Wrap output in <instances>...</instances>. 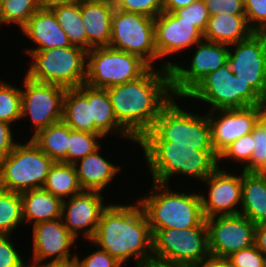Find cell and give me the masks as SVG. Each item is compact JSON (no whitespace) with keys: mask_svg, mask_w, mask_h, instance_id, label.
<instances>
[{"mask_svg":"<svg viewBox=\"0 0 266 267\" xmlns=\"http://www.w3.org/2000/svg\"><path fill=\"white\" fill-rule=\"evenodd\" d=\"M117 121L138 141L174 97L170 70L150 67L138 79L106 88Z\"/></svg>","mask_w":266,"mask_h":267,"instance_id":"obj_1","label":"cell"},{"mask_svg":"<svg viewBox=\"0 0 266 267\" xmlns=\"http://www.w3.org/2000/svg\"><path fill=\"white\" fill-rule=\"evenodd\" d=\"M91 242L125 266L134 260L135 267H145L153 258V233L141 205L134 198L131 204L112 201L108 205Z\"/></svg>","mask_w":266,"mask_h":267,"instance_id":"obj_2","label":"cell"},{"mask_svg":"<svg viewBox=\"0 0 266 267\" xmlns=\"http://www.w3.org/2000/svg\"><path fill=\"white\" fill-rule=\"evenodd\" d=\"M137 145L155 183L171 185L176 176L202 182L218 167L214 150H197V146L173 145L167 141H137Z\"/></svg>","mask_w":266,"mask_h":267,"instance_id":"obj_3","label":"cell"},{"mask_svg":"<svg viewBox=\"0 0 266 267\" xmlns=\"http://www.w3.org/2000/svg\"><path fill=\"white\" fill-rule=\"evenodd\" d=\"M137 201L141 205L152 233L158 229H188L199 226L205 217L202 211L200 191L186 192L173 185L155 183ZM180 191V192H179ZM198 192V193H196Z\"/></svg>","mask_w":266,"mask_h":267,"instance_id":"obj_4","label":"cell"},{"mask_svg":"<svg viewBox=\"0 0 266 267\" xmlns=\"http://www.w3.org/2000/svg\"><path fill=\"white\" fill-rule=\"evenodd\" d=\"M182 97L174 96L161 110L154 126L138 141H167L173 145L197 146V150H213L208 115L182 107ZM179 101V102H178ZM179 103V104H178ZM183 109H182V108Z\"/></svg>","mask_w":266,"mask_h":267,"instance_id":"obj_5","label":"cell"},{"mask_svg":"<svg viewBox=\"0 0 266 267\" xmlns=\"http://www.w3.org/2000/svg\"><path fill=\"white\" fill-rule=\"evenodd\" d=\"M27 55L30 61L24 75L31 80L65 88L85 83L87 51L79 46L31 51Z\"/></svg>","mask_w":266,"mask_h":267,"instance_id":"obj_6","label":"cell"},{"mask_svg":"<svg viewBox=\"0 0 266 267\" xmlns=\"http://www.w3.org/2000/svg\"><path fill=\"white\" fill-rule=\"evenodd\" d=\"M209 106V110L245 108L266 105V101L250 86L236 77L227 61L217 71L205 76L185 97ZM188 99V100H187ZM192 99V100H191Z\"/></svg>","mask_w":266,"mask_h":267,"instance_id":"obj_7","label":"cell"},{"mask_svg":"<svg viewBox=\"0 0 266 267\" xmlns=\"http://www.w3.org/2000/svg\"><path fill=\"white\" fill-rule=\"evenodd\" d=\"M16 144L0 159V189L22 193L43 188L54 161L31 140Z\"/></svg>","mask_w":266,"mask_h":267,"instance_id":"obj_8","label":"cell"},{"mask_svg":"<svg viewBox=\"0 0 266 267\" xmlns=\"http://www.w3.org/2000/svg\"><path fill=\"white\" fill-rule=\"evenodd\" d=\"M150 66L139 56L112 47L87 51L86 80L89 87L106 89L138 79Z\"/></svg>","mask_w":266,"mask_h":267,"instance_id":"obj_9","label":"cell"},{"mask_svg":"<svg viewBox=\"0 0 266 267\" xmlns=\"http://www.w3.org/2000/svg\"><path fill=\"white\" fill-rule=\"evenodd\" d=\"M109 47L135 54L150 67L160 68L155 45L154 18L115 8L111 18Z\"/></svg>","mask_w":266,"mask_h":267,"instance_id":"obj_10","label":"cell"},{"mask_svg":"<svg viewBox=\"0 0 266 267\" xmlns=\"http://www.w3.org/2000/svg\"><path fill=\"white\" fill-rule=\"evenodd\" d=\"M20 89L22 93L21 121L32 122L30 125L32 135L29 137L26 135L24 139H31L42 129L62 121L63 100L67 88L37 82L24 75Z\"/></svg>","mask_w":266,"mask_h":267,"instance_id":"obj_11","label":"cell"},{"mask_svg":"<svg viewBox=\"0 0 266 267\" xmlns=\"http://www.w3.org/2000/svg\"><path fill=\"white\" fill-rule=\"evenodd\" d=\"M193 47L189 51L193 56H189L190 60L178 59L170 68L173 96L185 97L205 76L217 71L228 61V45L203 39Z\"/></svg>","mask_w":266,"mask_h":267,"instance_id":"obj_12","label":"cell"},{"mask_svg":"<svg viewBox=\"0 0 266 267\" xmlns=\"http://www.w3.org/2000/svg\"><path fill=\"white\" fill-rule=\"evenodd\" d=\"M209 255L208 227L205 220L197 227L158 229L153 233L154 258L194 264Z\"/></svg>","mask_w":266,"mask_h":267,"instance_id":"obj_13","label":"cell"},{"mask_svg":"<svg viewBox=\"0 0 266 267\" xmlns=\"http://www.w3.org/2000/svg\"><path fill=\"white\" fill-rule=\"evenodd\" d=\"M218 166L208 177L205 178L200 190L202 211L205 219L215 216L236 215L240 213L242 192V170L232 164ZM229 167V169H227ZM228 170V171H227ZM230 171V172H229ZM232 172V173H231ZM235 172V173H234ZM240 172V173H239ZM237 173V174H236ZM239 173V174H238Z\"/></svg>","mask_w":266,"mask_h":267,"instance_id":"obj_14","label":"cell"},{"mask_svg":"<svg viewBox=\"0 0 266 267\" xmlns=\"http://www.w3.org/2000/svg\"><path fill=\"white\" fill-rule=\"evenodd\" d=\"M154 27L155 45L161 69L170 70L175 64L172 57L177 56L181 59V53L185 55L186 50L188 52L204 39L203 33L193 23L182 20L174 12L162 11L154 19Z\"/></svg>","mask_w":266,"mask_h":267,"instance_id":"obj_15","label":"cell"},{"mask_svg":"<svg viewBox=\"0 0 266 267\" xmlns=\"http://www.w3.org/2000/svg\"><path fill=\"white\" fill-rule=\"evenodd\" d=\"M228 62L232 73L266 101V32H253L230 45Z\"/></svg>","mask_w":266,"mask_h":267,"instance_id":"obj_16","label":"cell"},{"mask_svg":"<svg viewBox=\"0 0 266 267\" xmlns=\"http://www.w3.org/2000/svg\"><path fill=\"white\" fill-rule=\"evenodd\" d=\"M31 227L33 257H29L30 262L74 264L76 252L71 250L77 248L78 240L68 231L62 218Z\"/></svg>","mask_w":266,"mask_h":267,"instance_id":"obj_17","label":"cell"},{"mask_svg":"<svg viewBox=\"0 0 266 267\" xmlns=\"http://www.w3.org/2000/svg\"><path fill=\"white\" fill-rule=\"evenodd\" d=\"M266 105L207 111L213 150L219 156L230 144L253 131Z\"/></svg>","mask_w":266,"mask_h":267,"instance_id":"obj_18","label":"cell"},{"mask_svg":"<svg viewBox=\"0 0 266 267\" xmlns=\"http://www.w3.org/2000/svg\"><path fill=\"white\" fill-rule=\"evenodd\" d=\"M104 196L99 191L83 190L63 200L62 221L77 240L89 243L95 236L102 212L111 203H106Z\"/></svg>","mask_w":266,"mask_h":267,"instance_id":"obj_19","label":"cell"},{"mask_svg":"<svg viewBox=\"0 0 266 267\" xmlns=\"http://www.w3.org/2000/svg\"><path fill=\"white\" fill-rule=\"evenodd\" d=\"M205 221L210 255L227 258L254 245L256 225L241 214L215 216Z\"/></svg>","mask_w":266,"mask_h":267,"instance_id":"obj_20","label":"cell"},{"mask_svg":"<svg viewBox=\"0 0 266 267\" xmlns=\"http://www.w3.org/2000/svg\"><path fill=\"white\" fill-rule=\"evenodd\" d=\"M34 47H24L23 53L41 51L51 48L69 47L72 44L58 23L57 17L51 9L37 10L27 24L20 30Z\"/></svg>","mask_w":266,"mask_h":267,"instance_id":"obj_21","label":"cell"},{"mask_svg":"<svg viewBox=\"0 0 266 267\" xmlns=\"http://www.w3.org/2000/svg\"><path fill=\"white\" fill-rule=\"evenodd\" d=\"M101 148L102 146L73 165L83 190L99 191L105 194L106 187H109L112 181L116 180L117 175L121 174L122 167L118 163L116 165L109 161L107 156L105 158L104 153H101L104 152Z\"/></svg>","mask_w":266,"mask_h":267,"instance_id":"obj_22","label":"cell"},{"mask_svg":"<svg viewBox=\"0 0 266 267\" xmlns=\"http://www.w3.org/2000/svg\"><path fill=\"white\" fill-rule=\"evenodd\" d=\"M114 10L115 4L80 1L81 19L87 34V51L95 47L109 46Z\"/></svg>","mask_w":266,"mask_h":267,"instance_id":"obj_23","label":"cell"},{"mask_svg":"<svg viewBox=\"0 0 266 267\" xmlns=\"http://www.w3.org/2000/svg\"><path fill=\"white\" fill-rule=\"evenodd\" d=\"M62 121L72 130L100 134L105 142L107 137L91 120L90 104H88V85L78 88H67L63 100Z\"/></svg>","mask_w":266,"mask_h":267,"instance_id":"obj_24","label":"cell"},{"mask_svg":"<svg viewBox=\"0 0 266 267\" xmlns=\"http://www.w3.org/2000/svg\"><path fill=\"white\" fill-rule=\"evenodd\" d=\"M88 104H90L91 120L107 138L109 135L112 138L116 134L118 139L119 137L126 139L137 146V140L117 121L106 89L88 86Z\"/></svg>","mask_w":266,"mask_h":267,"instance_id":"obj_25","label":"cell"},{"mask_svg":"<svg viewBox=\"0 0 266 267\" xmlns=\"http://www.w3.org/2000/svg\"><path fill=\"white\" fill-rule=\"evenodd\" d=\"M241 215L255 225L266 222V173L242 170Z\"/></svg>","mask_w":266,"mask_h":267,"instance_id":"obj_26","label":"cell"},{"mask_svg":"<svg viewBox=\"0 0 266 267\" xmlns=\"http://www.w3.org/2000/svg\"><path fill=\"white\" fill-rule=\"evenodd\" d=\"M20 194L24 225L33 226L61 218L63 200L59 197L43 188L27 190Z\"/></svg>","mask_w":266,"mask_h":267,"instance_id":"obj_27","label":"cell"},{"mask_svg":"<svg viewBox=\"0 0 266 267\" xmlns=\"http://www.w3.org/2000/svg\"><path fill=\"white\" fill-rule=\"evenodd\" d=\"M253 32L245 15L219 14L209 17L203 38L210 42L230 46L245 40Z\"/></svg>","mask_w":266,"mask_h":267,"instance_id":"obj_28","label":"cell"},{"mask_svg":"<svg viewBox=\"0 0 266 267\" xmlns=\"http://www.w3.org/2000/svg\"><path fill=\"white\" fill-rule=\"evenodd\" d=\"M31 140L54 162L67 163L69 126L63 121L42 129Z\"/></svg>","mask_w":266,"mask_h":267,"instance_id":"obj_29","label":"cell"},{"mask_svg":"<svg viewBox=\"0 0 266 267\" xmlns=\"http://www.w3.org/2000/svg\"><path fill=\"white\" fill-rule=\"evenodd\" d=\"M43 189L64 200L83 191L73 164L54 162Z\"/></svg>","mask_w":266,"mask_h":267,"instance_id":"obj_30","label":"cell"},{"mask_svg":"<svg viewBox=\"0 0 266 267\" xmlns=\"http://www.w3.org/2000/svg\"><path fill=\"white\" fill-rule=\"evenodd\" d=\"M72 45L87 51V34L81 19L80 2L58 5L51 9Z\"/></svg>","mask_w":266,"mask_h":267,"instance_id":"obj_31","label":"cell"},{"mask_svg":"<svg viewBox=\"0 0 266 267\" xmlns=\"http://www.w3.org/2000/svg\"><path fill=\"white\" fill-rule=\"evenodd\" d=\"M23 210L19 192L0 189V235H14L17 228H22Z\"/></svg>","mask_w":266,"mask_h":267,"instance_id":"obj_32","label":"cell"},{"mask_svg":"<svg viewBox=\"0 0 266 267\" xmlns=\"http://www.w3.org/2000/svg\"><path fill=\"white\" fill-rule=\"evenodd\" d=\"M40 8V0H0V29L15 24L20 31Z\"/></svg>","mask_w":266,"mask_h":267,"instance_id":"obj_33","label":"cell"},{"mask_svg":"<svg viewBox=\"0 0 266 267\" xmlns=\"http://www.w3.org/2000/svg\"><path fill=\"white\" fill-rule=\"evenodd\" d=\"M0 79V121L12 125L21 122V89L10 81Z\"/></svg>","mask_w":266,"mask_h":267,"instance_id":"obj_34","label":"cell"},{"mask_svg":"<svg viewBox=\"0 0 266 267\" xmlns=\"http://www.w3.org/2000/svg\"><path fill=\"white\" fill-rule=\"evenodd\" d=\"M102 139L104 140L100 134L75 131L69 127L67 163L74 164L79 159L93 153L101 146Z\"/></svg>","mask_w":266,"mask_h":267,"instance_id":"obj_35","label":"cell"},{"mask_svg":"<svg viewBox=\"0 0 266 267\" xmlns=\"http://www.w3.org/2000/svg\"><path fill=\"white\" fill-rule=\"evenodd\" d=\"M252 136L254 150L250 162L242 170L266 173V110L254 126Z\"/></svg>","mask_w":266,"mask_h":267,"instance_id":"obj_36","label":"cell"},{"mask_svg":"<svg viewBox=\"0 0 266 267\" xmlns=\"http://www.w3.org/2000/svg\"><path fill=\"white\" fill-rule=\"evenodd\" d=\"M253 150V136L251 132L235 140L218 156V166L229 161V165L230 163L237 165L239 163L238 166L241 167L239 169L242 170L250 162Z\"/></svg>","mask_w":266,"mask_h":267,"instance_id":"obj_37","label":"cell"},{"mask_svg":"<svg viewBox=\"0 0 266 267\" xmlns=\"http://www.w3.org/2000/svg\"><path fill=\"white\" fill-rule=\"evenodd\" d=\"M115 8L155 19L163 11V0H116Z\"/></svg>","mask_w":266,"mask_h":267,"instance_id":"obj_38","label":"cell"},{"mask_svg":"<svg viewBox=\"0 0 266 267\" xmlns=\"http://www.w3.org/2000/svg\"><path fill=\"white\" fill-rule=\"evenodd\" d=\"M90 245L96 249L90 250L91 253L88 252L85 257L81 258L80 254L78 252L76 253L74 260V265L76 267H124V265H122L117 259L112 257L108 252L99 249L91 241Z\"/></svg>","mask_w":266,"mask_h":267,"instance_id":"obj_39","label":"cell"},{"mask_svg":"<svg viewBox=\"0 0 266 267\" xmlns=\"http://www.w3.org/2000/svg\"><path fill=\"white\" fill-rule=\"evenodd\" d=\"M11 235H0V267H27L28 261L23 257ZM24 258V259H23Z\"/></svg>","mask_w":266,"mask_h":267,"instance_id":"obj_40","label":"cell"},{"mask_svg":"<svg viewBox=\"0 0 266 267\" xmlns=\"http://www.w3.org/2000/svg\"><path fill=\"white\" fill-rule=\"evenodd\" d=\"M174 13L182 20L193 23L202 33L205 32L210 15L203 0L193 2L187 7L176 10Z\"/></svg>","mask_w":266,"mask_h":267,"instance_id":"obj_41","label":"cell"},{"mask_svg":"<svg viewBox=\"0 0 266 267\" xmlns=\"http://www.w3.org/2000/svg\"><path fill=\"white\" fill-rule=\"evenodd\" d=\"M231 267H266V256L254 245L227 257Z\"/></svg>","mask_w":266,"mask_h":267,"instance_id":"obj_42","label":"cell"},{"mask_svg":"<svg viewBox=\"0 0 266 267\" xmlns=\"http://www.w3.org/2000/svg\"><path fill=\"white\" fill-rule=\"evenodd\" d=\"M245 17L254 32H266V0H244Z\"/></svg>","mask_w":266,"mask_h":267,"instance_id":"obj_43","label":"cell"},{"mask_svg":"<svg viewBox=\"0 0 266 267\" xmlns=\"http://www.w3.org/2000/svg\"><path fill=\"white\" fill-rule=\"evenodd\" d=\"M210 16L245 15L244 0H203Z\"/></svg>","mask_w":266,"mask_h":267,"instance_id":"obj_44","label":"cell"},{"mask_svg":"<svg viewBox=\"0 0 266 267\" xmlns=\"http://www.w3.org/2000/svg\"><path fill=\"white\" fill-rule=\"evenodd\" d=\"M13 128L14 125L0 121V159L10 154L18 143Z\"/></svg>","mask_w":266,"mask_h":267,"instance_id":"obj_45","label":"cell"},{"mask_svg":"<svg viewBox=\"0 0 266 267\" xmlns=\"http://www.w3.org/2000/svg\"><path fill=\"white\" fill-rule=\"evenodd\" d=\"M192 267H231V264L228 258L209 255L201 261L192 264Z\"/></svg>","mask_w":266,"mask_h":267,"instance_id":"obj_46","label":"cell"},{"mask_svg":"<svg viewBox=\"0 0 266 267\" xmlns=\"http://www.w3.org/2000/svg\"><path fill=\"white\" fill-rule=\"evenodd\" d=\"M254 244L266 256V222L256 225Z\"/></svg>","mask_w":266,"mask_h":267,"instance_id":"obj_47","label":"cell"},{"mask_svg":"<svg viewBox=\"0 0 266 267\" xmlns=\"http://www.w3.org/2000/svg\"><path fill=\"white\" fill-rule=\"evenodd\" d=\"M196 1L199 0H163V11L175 12L176 10L187 7Z\"/></svg>","mask_w":266,"mask_h":267,"instance_id":"obj_48","label":"cell"},{"mask_svg":"<svg viewBox=\"0 0 266 267\" xmlns=\"http://www.w3.org/2000/svg\"><path fill=\"white\" fill-rule=\"evenodd\" d=\"M145 267H192V264L168 262L157 258H151Z\"/></svg>","mask_w":266,"mask_h":267,"instance_id":"obj_49","label":"cell"},{"mask_svg":"<svg viewBox=\"0 0 266 267\" xmlns=\"http://www.w3.org/2000/svg\"><path fill=\"white\" fill-rule=\"evenodd\" d=\"M82 0H40V7L42 9H52L58 5H68L78 3Z\"/></svg>","mask_w":266,"mask_h":267,"instance_id":"obj_50","label":"cell"},{"mask_svg":"<svg viewBox=\"0 0 266 267\" xmlns=\"http://www.w3.org/2000/svg\"><path fill=\"white\" fill-rule=\"evenodd\" d=\"M28 264L27 267H70L71 265L68 264H61V263H37V262H30L27 260Z\"/></svg>","mask_w":266,"mask_h":267,"instance_id":"obj_51","label":"cell"},{"mask_svg":"<svg viewBox=\"0 0 266 267\" xmlns=\"http://www.w3.org/2000/svg\"><path fill=\"white\" fill-rule=\"evenodd\" d=\"M85 1L106 2L110 4H115L116 0H85Z\"/></svg>","mask_w":266,"mask_h":267,"instance_id":"obj_52","label":"cell"}]
</instances>
